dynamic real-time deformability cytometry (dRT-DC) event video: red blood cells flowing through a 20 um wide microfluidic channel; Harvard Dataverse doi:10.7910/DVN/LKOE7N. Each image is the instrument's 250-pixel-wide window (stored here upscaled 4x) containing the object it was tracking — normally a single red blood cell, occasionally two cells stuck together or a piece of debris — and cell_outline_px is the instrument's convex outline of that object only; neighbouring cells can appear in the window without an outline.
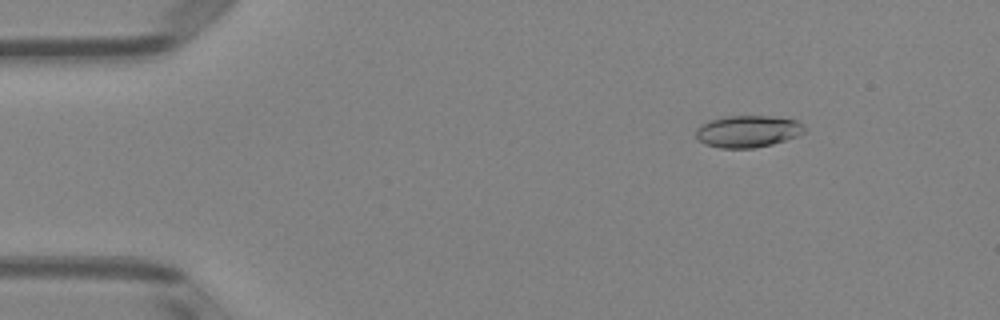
{"species": "Egyptian fruit bat (a non-hibernating species)", "species_latin": "Rousettus aegyptiacus", "temperature_condition": "room temperature", "stored_images_in_passage": 51, "camera_frame_rate_fps": 3000, "um_per_image_px": 0.085, "animal": {"sex": "female"}, "frame": {"image": 1, "passage_image": 7, "time_ms": 2.0, "image_size_px": [1000, 320], "cell_outline_px": [[804, 132], [796, 136], [772, 144], [752, 148], [720, 148], [704, 144], [696, 136], [696, 128], [700, 124], [708, 120], [724, 116], [772, 116], [796, 120], [804, 124]], "centroid_in_image_um": [63.53, 11.15], "position_along_channel_um": 21.5, "area_um2": 20.23}}
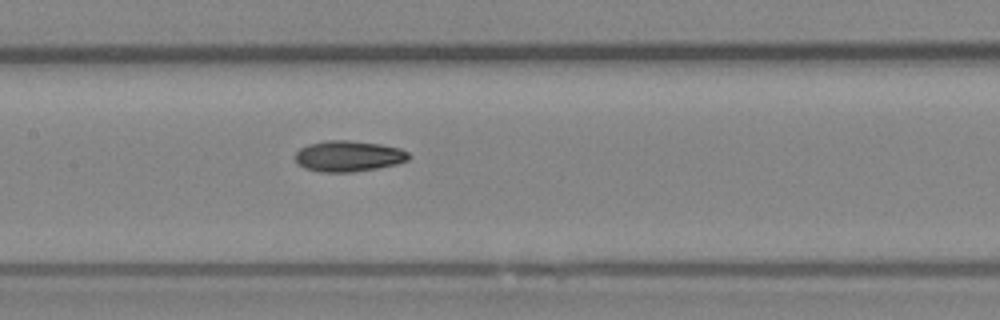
{"frame": {"image": 2, "passage_image": 25, "time_ms": 8.0, "image_size_px": [1000, 320], "cell_outline_px": [[408, 160], [396, 164], [376, 168], [352, 172], [320, 172], [304, 168], [296, 164], [296, 152], [300, 148], [308, 144], [324, 140], [348, 140], [380, 144], [400, 148], [408, 152]], "centroid_in_image_um": [29.58, 13.27], "position_along_channel_um": 177.8, "area_um2": 20.46}}
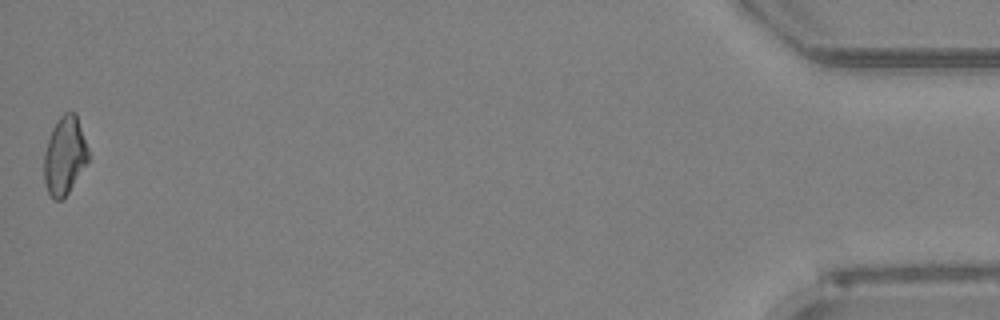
{"frame": {"image": 3, "passage_image": 51, "time_ms": 16.667, "image_size_px": [1000, 320], "cell_outline_px": [[88, 160], [68, 192], [60, 200], [52, 200], [44, 184], [44, 152], [52, 128], [56, 120], [64, 112], [76, 112], [88, 148]], "centroid_in_image_um": [5.47, 13.21], "position_along_channel_um": 429.7, "area_um2": 20.06}, "authors_computed_cell_mechanics": {"area_um2": 19.941, "velocity_mm_per_s": 4.0014, "shape_relaxation_time_tau1_ms": null, "shape_relaxation_time_tau2_ms": 5.1977, "deformation_change_tau1": null, "deformation_change_tau2": 0.1158}}